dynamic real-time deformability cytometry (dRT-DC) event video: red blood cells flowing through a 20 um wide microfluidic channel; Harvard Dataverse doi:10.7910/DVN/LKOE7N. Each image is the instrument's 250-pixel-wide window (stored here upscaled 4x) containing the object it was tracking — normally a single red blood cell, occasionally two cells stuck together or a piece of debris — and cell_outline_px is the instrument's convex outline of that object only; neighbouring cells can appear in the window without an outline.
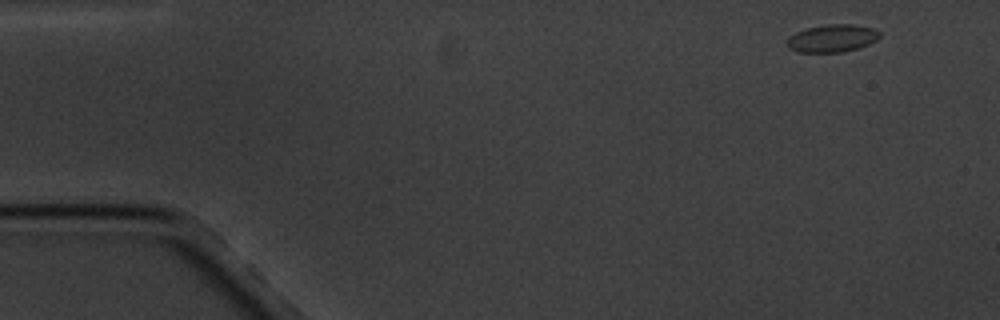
{"species": "common noctule bat (a hibernating species)", "species_latin": "Nyctalus noctula", "temperature_condition": "cold", "stored_images_in_passage": 3, "camera_frame_rate_fps": 3000, "um_per_image_px": 0.085, "animal": {"sex": "male", "body_mass_g": 20.1, "forearm_length_mm": 53.5}, "frame": {"image": 1, "passage_image": 1, "time_ms": 0.0, "image_size_px": [1000, 320], "cell_outline_px": [[880, 36], [876, 40], [868, 44], [856, 48], [840, 52], [800, 52], [788, 48], [788, 36], [796, 32], [808, 28], [828, 24], [856, 24], [872, 28], [880, 32]], "centroid_in_image_um": [70.74, 3.24], "position_along_channel_um": 14.3, "area_um2": 14.74}}